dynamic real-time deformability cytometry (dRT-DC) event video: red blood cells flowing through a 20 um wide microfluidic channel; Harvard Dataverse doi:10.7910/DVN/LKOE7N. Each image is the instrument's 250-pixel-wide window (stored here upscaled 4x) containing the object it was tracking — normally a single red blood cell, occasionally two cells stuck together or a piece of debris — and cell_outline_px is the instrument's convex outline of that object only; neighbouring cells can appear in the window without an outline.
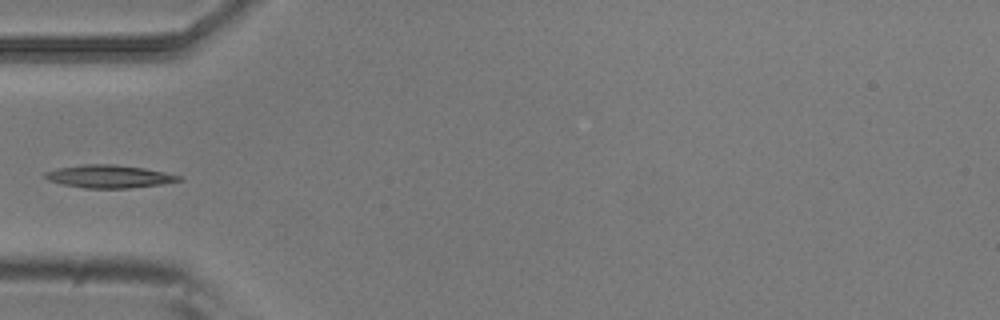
{"species": "common noctule bat (a hibernating species)", "species_latin": "Nyctalus noctula", "temperature_condition": "room temperature", "stored_images_in_passage": 5, "camera_frame_rate_fps": 3000, "um_per_image_px": 0.085, "animal": {"sex": "male", "body_mass_g": 20.5, "forearm_length_mm": 52.5}, "frame": {"image": 1, "passage_image": 5, "time_ms": 1.333, "image_size_px": [1000, 320], "cell_outline_px": [[184, 180], [160, 184], [128, 188], [84, 188], [64, 184], [48, 180], [44, 176], [44, 172], [56, 168], [84, 164], [112, 164], [144, 168], [184, 176]], "centroid_in_image_um": [9.29, 14.99], "position_along_channel_um": 75.7, "area_um2": 17.8}}